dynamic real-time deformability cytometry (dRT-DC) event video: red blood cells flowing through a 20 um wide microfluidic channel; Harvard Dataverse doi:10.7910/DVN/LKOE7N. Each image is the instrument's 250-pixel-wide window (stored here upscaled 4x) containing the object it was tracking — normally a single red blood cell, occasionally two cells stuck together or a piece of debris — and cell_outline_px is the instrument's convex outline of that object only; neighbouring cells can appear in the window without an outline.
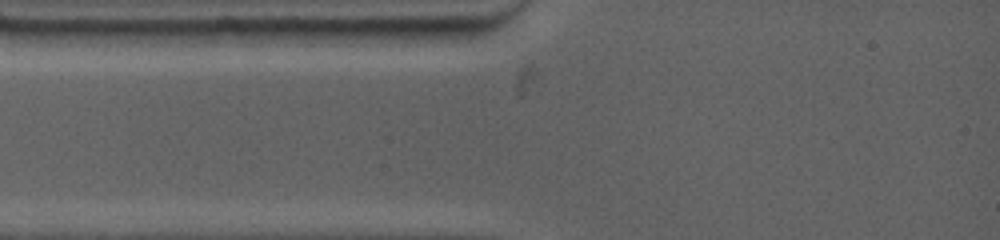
{"species": "common noctule bat (a hibernating species)", "species_latin": "Nyctalus noctula", "temperature_condition": "warm", "stored_images_in_passage": 4, "camera_frame_rate_fps": 4500, "um_per_image_px": 0.085, "animal": {"sex": "female", "body_mass_g": 19.0, "forearm_length_mm": 53.3}, "frame": {"image": 1, "passage_image": 2, "time_ms": 0.222, "image_size_px": [1000, 240], "cell_outline_px": [[476, 36], [444, 44], [304, 44], [304, 28], [476, 28]], "centroid_in_image_um": [32.84, 3.04], "position_along_channel_um": 52.2, "area_um2": 18.96}}